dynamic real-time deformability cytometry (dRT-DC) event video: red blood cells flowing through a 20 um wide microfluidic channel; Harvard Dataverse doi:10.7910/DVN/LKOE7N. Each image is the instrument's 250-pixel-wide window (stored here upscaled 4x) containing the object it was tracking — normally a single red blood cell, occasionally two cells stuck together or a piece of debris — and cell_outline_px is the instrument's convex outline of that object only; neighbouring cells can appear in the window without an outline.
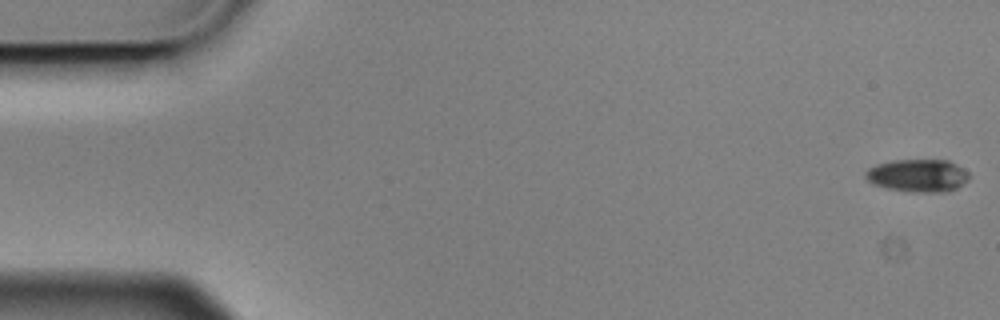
{"species": "Egyptian fruit bat (a non-hibernating species)", "species_latin": "Rousettus aegyptiacus", "temperature_condition": "cold", "stored_images_in_passage": 6, "camera_frame_rate_fps": 3000, "um_per_image_px": 0.085, "animal": {"sex": "male"}, "frame": {"image": 1, "passage_image": 1, "time_ms": 0.0, "image_size_px": [1000, 320], "cell_outline_px": [[968, 180], [956, 188], [948, 192], [912, 192], [888, 188], [872, 184], [864, 176], [864, 172], [868, 168], [876, 164], [892, 160], [948, 160], [956, 164], [968, 172]], "centroid_in_image_um": [77.99, 14.92], "position_along_channel_um": 7.0, "area_um2": 19.83}}
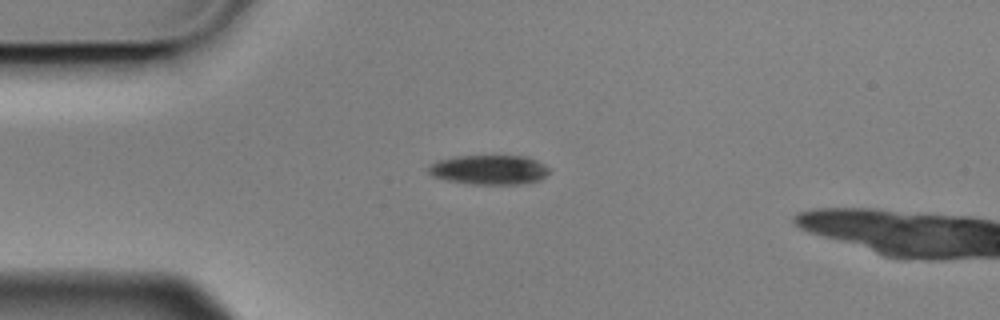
{"frame": {"image": 2, "passage_image": 5, "time_ms": 1.333, "image_size_px": [1000, 320], "cell_outline_px": [[548, 172], [540, 180], [520, 184], [472, 184], [448, 180], [432, 176], [428, 172], [428, 168], [432, 164], [440, 160], [456, 156], [524, 156], [536, 160], [544, 164], [548, 168]], "centroid_in_image_um": [41.58, 14.43], "position_along_channel_um": 43.4, "area_um2": 20.52}}